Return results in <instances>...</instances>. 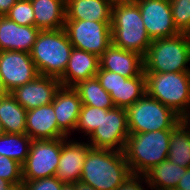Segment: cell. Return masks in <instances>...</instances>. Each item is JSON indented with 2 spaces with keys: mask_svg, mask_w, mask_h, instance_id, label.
<instances>
[{
  "mask_svg": "<svg viewBox=\"0 0 190 190\" xmlns=\"http://www.w3.org/2000/svg\"><path fill=\"white\" fill-rule=\"evenodd\" d=\"M17 0H0V16H5Z\"/></svg>",
  "mask_w": 190,
  "mask_h": 190,
  "instance_id": "cell-35",
  "label": "cell"
},
{
  "mask_svg": "<svg viewBox=\"0 0 190 190\" xmlns=\"http://www.w3.org/2000/svg\"><path fill=\"white\" fill-rule=\"evenodd\" d=\"M112 6L108 0H66V20L111 22Z\"/></svg>",
  "mask_w": 190,
  "mask_h": 190,
  "instance_id": "cell-21",
  "label": "cell"
},
{
  "mask_svg": "<svg viewBox=\"0 0 190 190\" xmlns=\"http://www.w3.org/2000/svg\"><path fill=\"white\" fill-rule=\"evenodd\" d=\"M0 75L10 93L15 88L34 80L38 75L30 53L23 51H0Z\"/></svg>",
  "mask_w": 190,
  "mask_h": 190,
  "instance_id": "cell-13",
  "label": "cell"
},
{
  "mask_svg": "<svg viewBox=\"0 0 190 190\" xmlns=\"http://www.w3.org/2000/svg\"><path fill=\"white\" fill-rule=\"evenodd\" d=\"M60 86L59 79L38 75L31 82L15 88L10 94L28 111L42 105L51 104Z\"/></svg>",
  "mask_w": 190,
  "mask_h": 190,
  "instance_id": "cell-15",
  "label": "cell"
},
{
  "mask_svg": "<svg viewBox=\"0 0 190 190\" xmlns=\"http://www.w3.org/2000/svg\"><path fill=\"white\" fill-rule=\"evenodd\" d=\"M27 111L9 93L0 98V121L5 133L26 134Z\"/></svg>",
  "mask_w": 190,
  "mask_h": 190,
  "instance_id": "cell-25",
  "label": "cell"
},
{
  "mask_svg": "<svg viewBox=\"0 0 190 190\" xmlns=\"http://www.w3.org/2000/svg\"><path fill=\"white\" fill-rule=\"evenodd\" d=\"M172 17L181 33L190 32V0H170Z\"/></svg>",
  "mask_w": 190,
  "mask_h": 190,
  "instance_id": "cell-30",
  "label": "cell"
},
{
  "mask_svg": "<svg viewBox=\"0 0 190 190\" xmlns=\"http://www.w3.org/2000/svg\"><path fill=\"white\" fill-rule=\"evenodd\" d=\"M76 190H96V189H94L91 185L81 183V182H77L76 183Z\"/></svg>",
  "mask_w": 190,
  "mask_h": 190,
  "instance_id": "cell-37",
  "label": "cell"
},
{
  "mask_svg": "<svg viewBox=\"0 0 190 190\" xmlns=\"http://www.w3.org/2000/svg\"><path fill=\"white\" fill-rule=\"evenodd\" d=\"M61 155V138L32 140L29 154L22 165L23 180L56 175Z\"/></svg>",
  "mask_w": 190,
  "mask_h": 190,
  "instance_id": "cell-10",
  "label": "cell"
},
{
  "mask_svg": "<svg viewBox=\"0 0 190 190\" xmlns=\"http://www.w3.org/2000/svg\"><path fill=\"white\" fill-rule=\"evenodd\" d=\"M8 94H9V92L6 89V87H5L4 83H3V80L1 78V75H0V98L6 96Z\"/></svg>",
  "mask_w": 190,
  "mask_h": 190,
  "instance_id": "cell-38",
  "label": "cell"
},
{
  "mask_svg": "<svg viewBox=\"0 0 190 190\" xmlns=\"http://www.w3.org/2000/svg\"><path fill=\"white\" fill-rule=\"evenodd\" d=\"M100 121H101V108L92 107L89 105H82L74 129V133L77 136L75 138L86 140L98 127Z\"/></svg>",
  "mask_w": 190,
  "mask_h": 190,
  "instance_id": "cell-28",
  "label": "cell"
},
{
  "mask_svg": "<svg viewBox=\"0 0 190 190\" xmlns=\"http://www.w3.org/2000/svg\"><path fill=\"white\" fill-rule=\"evenodd\" d=\"M10 183L0 178V190H4Z\"/></svg>",
  "mask_w": 190,
  "mask_h": 190,
  "instance_id": "cell-40",
  "label": "cell"
},
{
  "mask_svg": "<svg viewBox=\"0 0 190 190\" xmlns=\"http://www.w3.org/2000/svg\"><path fill=\"white\" fill-rule=\"evenodd\" d=\"M112 44L145 56L152 40L148 36L140 8L134 0L115 3L111 15Z\"/></svg>",
  "mask_w": 190,
  "mask_h": 190,
  "instance_id": "cell-2",
  "label": "cell"
},
{
  "mask_svg": "<svg viewBox=\"0 0 190 190\" xmlns=\"http://www.w3.org/2000/svg\"><path fill=\"white\" fill-rule=\"evenodd\" d=\"M39 32L35 26L18 25L6 16H0V51L30 53Z\"/></svg>",
  "mask_w": 190,
  "mask_h": 190,
  "instance_id": "cell-18",
  "label": "cell"
},
{
  "mask_svg": "<svg viewBox=\"0 0 190 190\" xmlns=\"http://www.w3.org/2000/svg\"><path fill=\"white\" fill-rule=\"evenodd\" d=\"M131 175L123 151L92 148L83 164L80 182L96 190H117Z\"/></svg>",
  "mask_w": 190,
  "mask_h": 190,
  "instance_id": "cell-1",
  "label": "cell"
},
{
  "mask_svg": "<svg viewBox=\"0 0 190 190\" xmlns=\"http://www.w3.org/2000/svg\"><path fill=\"white\" fill-rule=\"evenodd\" d=\"M171 133L172 129L130 133L123 152L131 174L143 175L168 159Z\"/></svg>",
  "mask_w": 190,
  "mask_h": 190,
  "instance_id": "cell-3",
  "label": "cell"
},
{
  "mask_svg": "<svg viewBox=\"0 0 190 190\" xmlns=\"http://www.w3.org/2000/svg\"><path fill=\"white\" fill-rule=\"evenodd\" d=\"M187 168L169 161V159L152 166L143 174L147 184L152 190L175 189Z\"/></svg>",
  "mask_w": 190,
  "mask_h": 190,
  "instance_id": "cell-23",
  "label": "cell"
},
{
  "mask_svg": "<svg viewBox=\"0 0 190 190\" xmlns=\"http://www.w3.org/2000/svg\"><path fill=\"white\" fill-rule=\"evenodd\" d=\"M52 104L58 127L68 137L75 138L74 129L82 106L78 92L73 87L60 86Z\"/></svg>",
  "mask_w": 190,
  "mask_h": 190,
  "instance_id": "cell-17",
  "label": "cell"
},
{
  "mask_svg": "<svg viewBox=\"0 0 190 190\" xmlns=\"http://www.w3.org/2000/svg\"><path fill=\"white\" fill-rule=\"evenodd\" d=\"M143 62L144 72H190V36L179 33L152 40Z\"/></svg>",
  "mask_w": 190,
  "mask_h": 190,
  "instance_id": "cell-6",
  "label": "cell"
},
{
  "mask_svg": "<svg viewBox=\"0 0 190 190\" xmlns=\"http://www.w3.org/2000/svg\"><path fill=\"white\" fill-rule=\"evenodd\" d=\"M24 190H61L63 182L55 176L35 180H23Z\"/></svg>",
  "mask_w": 190,
  "mask_h": 190,
  "instance_id": "cell-32",
  "label": "cell"
},
{
  "mask_svg": "<svg viewBox=\"0 0 190 190\" xmlns=\"http://www.w3.org/2000/svg\"><path fill=\"white\" fill-rule=\"evenodd\" d=\"M168 159L181 167H190V119H183L172 129Z\"/></svg>",
  "mask_w": 190,
  "mask_h": 190,
  "instance_id": "cell-24",
  "label": "cell"
},
{
  "mask_svg": "<svg viewBox=\"0 0 190 190\" xmlns=\"http://www.w3.org/2000/svg\"><path fill=\"white\" fill-rule=\"evenodd\" d=\"M129 133L173 129L183 119L172 109L145 93L126 108Z\"/></svg>",
  "mask_w": 190,
  "mask_h": 190,
  "instance_id": "cell-7",
  "label": "cell"
},
{
  "mask_svg": "<svg viewBox=\"0 0 190 190\" xmlns=\"http://www.w3.org/2000/svg\"><path fill=\"white\" fill-rule=\"evenodd\" d=\"M5 16L18 25L34 26V11L30 0H17Z\"/></svg>",
  "mask_w": 190,
  "mask_h": 190,
  "instance_id": "cell-29",
  "label": "cell"
},
{
  "mask_svg": "<svg viewBox=\"0 0 190 190\" xmlns=\"http://www.w3.org/2000/svg\"><path fill=\"white\" fill-rule=\"evenodd\" d=\"M144 73L146 93L182 119H190V72Z\"/></svg>",
  "mask_w": 190,
  "mask_h": 190,
  "instance_id": "cell-4",
  "label": "cell"
},
{
  "mask_svg": "<svg viewBox=\"0 0 190 190\" xmlns=\"http://www.w3.org/2000/svg\"><path fill=\"white\" fill-rule=\"evenodd\" d=\"M108 1H110L112 4H115V3H119V2H123L127 0H108Z\"/></svg>",
  "mask_w": 190,
  "mask_h": 190,
  "instance_id": "cell-41",
  "label": "cell"
},
{
  "mask_svg": "<svg viewBox=\"0 0 190 190\" xmlns=\"http://www.w3.org/2000/svg\"><path fill=\"white\" fill-rule=\"evenodd\" d=\"M99 70H108L132 78L144 72L143 56L111 44L99 57Z\"/></svg>",
  "mask_w": 190,
  "mask_h": 190,
  "instance_id": "cell-16",
  "label": "cell"
},
{
  "mask_svg": "<svg viewBox=\"0 0 190 190\" xmlns=\"http://www.w3.org/2000/svg\"><path fill=\"white\" fill-rule=\"evenodd\" d=\"M139 8L146 32L151 40L173 37L181 33L175 26L170 0H134Z\"/></svg>",
  "mask_w": 190,
  "mask_h": 190,
  "instance_id": "cell-12",
  "label": "cell"
},
{
  "mask_svg": "<svg viewBox=\"0 0 190 190\" xmlns=\"http://www.w3.org/2000/svg\"><path fill=\"white\" fill-rule=\"evenodd\" d=\"M100 68L99 57L73 48L64 74L59 78L61 86L73 87L79 81L96 77Z\"/></svg>",
  "mask_w": 190,
  "mask_h": 190,
  "instance_id": "cell-20",
  "label": "cell"
},
{
  "mask_svg": "<svg viewBox=\"0 0 190 190\" xmlns=\"http://www.w3.org/2000/svg\"><path fill=\"white\" fill-rule=\"evenodd\" d=\"M117 190H152L143 175H131Z\"/></svg>",
  "mask_w": 190,
  "mask_h": 190,
  "instance_id": "cell-33",
  "label": "cell"
},
{
  "mask_svg": "<svg viewBox=\"0 0 190 190\" xmlns=\"http://www.w3.org/2000/svg\"><path fill=\"white\" fill-rule=\"evenodd\" d=\"M73 88L78 92L82 105L103 109L115 107L110 94L101 86L97 77L79 81Z\"/></svg>",
  "mask_w": 190,
  "mask_h": 190,
  "instance_id": "cell-26",
  "label": "cell"
},
{
  "mask_svg": "<svg viewBox=\"0 0 190 190\" xmlns=\"http://www.w3.org/2000/svg\"><path fill=\"white\" fill-rule=\"evenodd\" d=\"M4 133H5V131H4L2 123L0 121V135H3Z\"/></svg>",
  "mask_w": 190,
  "mask_h": 190,
  "instance_id": "cell-42",
  "label": "cell"
},
{
  "mask_svg": "<svg viewBox=\"0 0 190 190\" xmlns=\"http://www.w3.org/2000/svg\"><path fill=\"white\" fill-rule=\"evenodd\" d=\"M91 149L84 139L61 138V155L55 177L63 183L80 182L83 164Z\"/></svg>",
  "mask_w": 190,
  "mask_h": 190,
  "instance_id": "cell-14",
  "label": "cell"
},
{
  "mask_svg": "<svg viewBox=\"0 0 190 190\" xmlns=\"http://www.w3.org/2000/svg\"><path fill=\"white\" fill-rule=\"evenodd\" d=\"M72 49L63 28L40 30L30 56L39 75L59 79L64 74Z\"/></svg>",
  "mask_w": 190,
  "mask_h": 190,
  "instance_id": "cell-5",
  "label": "cell"
},
{
  "mask_svg": "<svg viewBox=\"0 0 190 190\" xmlns=\"http://www.w3.org/2000/svg\"><path fill=\"white\" fill-rule=\"evenodd\" d=\"M130 135L125 108H101V121L86 141L94 149L124 151Z\"/></svg>",
  "mask_w": 190,
  "mask_h": 190,
  "instance_id": "cell-9",
  "label": "cell"
},
{
  "mask_svg": "<svg viewBox=\"0 0 190 190\" xmlns=\"http://www.w3.org/2000/svg\"><path fill=\"white\" fill-rule=\"evenodd\" d=\"M175 189L178 190H190V167L187 168L186 172L179 180Z\"/></svg>",
  "mask_w": 190,
  "mask_h": 190,
  "instance_id": "cell-34",
  "label": "cell"
},
{
  "mask_svg": "<svg viewBox=\"0 0 190 190\" xmlns=\"http://www.w3.org/2000/svg\"><path fill=\"white\" fill-rule=\"evenodd\" d=\"M0 178L10 184L23 182L22 165L0 154Z\"/></svg>",
  "mask_w": 190,
  "mask_h": 190,
  "instance_id": "cell-31",
  "label": "cell"
},
{
  "mask_svg": "<svg viewBox=\"0 0 190 190\" xmlns=\"http://www.w3.org/2000/svg\"><path fill=\"white\" fill-rule=\"evenodd\" d=\"M96 77L119 108H128L146 93L144 72L140 76L127 78L108 70H99Z\"/></svg>",
  "mask_w": 190,
  "mask_h": 190,
  "instance_id": "cell-11",
  "label": "cell"
},
{
  "mask_svg": "<svg viewBox=\"0 0 190 190\" xmlns=\"http://www.w3.org/2000/svg\"><path fill=\"white\" fill-rule=\"evenodd\" d=\"M61 190H76V183H64Z\"/></svg>",
  "mask_w": 190,
  "mask_h": 190,
  "instance_id": "cell-39",
  "label": "cell"
},
{
  "mask_svg": "<svg viewBox=\"0 0 190 190\" xmlns=\"http://www.w3.org/2000/svg\"><path fill=\"white\" fill-rule=\"evenodd\" d=\"M26 134L32 140L68 137L57 125L52 103L27 111Z\"/></svg>",
  "mask_w": 190,
  "mask_h": 190,
  "instance_id": "cell-19",
  "label": "cell"
},
{
  "mask_svg": "<svg viewBox=\"0 0 190 190\" xmlns=\"http://www.w3.org/2000/svg\"><path fill=\"white\" fill-rule=\"evenodd\" d=\"M34 11V26L40 30L64 28L66 0H30Z\"/></svg>",
  "mask_w": 190,
  "mask_h": 190,
  "instance_id": "cell-22",
  "label": "cell"
},
{
  "mask_svg": "<svg viewBox=\"0 0 190 190\" xmlns=\"http://www.w3.org/2000/svg\"><path fill=\"white\" fill-rule=\"evenodd\" d=\"M63 29L73 48L98 57L112 44L111 22L65 20Z\"/></svg>",
  "mask_w": 190,
  "mask_h": 190,
  "instance_id": "cell-8",
  "label": "cell"
},
{
  "mask_svg": "<svg viewBox=\"0 0 190 190\" xmlns=\"http://www.w3.org/2000/svg\"><path fill=\"white\" fill-rule=\"evenodd\" d=\"M4 190H24V184L23 182L9 184Z\"/></svg>",
  "mask_w": 190,
  "mask_h": 190,
  "instance_id": "cell-36",
  "label": "cell"
},
{
  "mask_svg": "<svg viewBox=\"0 0 190 190\" xmlns=\"http://www.w3.org/2000/svg\"><path fill=\"white\" fill-rule=\"evenodd\" d=\"M32 139L27 134L0 135V154L23 165L30 151Z\"/></svg>",
  "mask_w": 190,
  "mask_h": 190,
  "instance_id": "cell-27",
  "label": "cell"
}]
</instances>
